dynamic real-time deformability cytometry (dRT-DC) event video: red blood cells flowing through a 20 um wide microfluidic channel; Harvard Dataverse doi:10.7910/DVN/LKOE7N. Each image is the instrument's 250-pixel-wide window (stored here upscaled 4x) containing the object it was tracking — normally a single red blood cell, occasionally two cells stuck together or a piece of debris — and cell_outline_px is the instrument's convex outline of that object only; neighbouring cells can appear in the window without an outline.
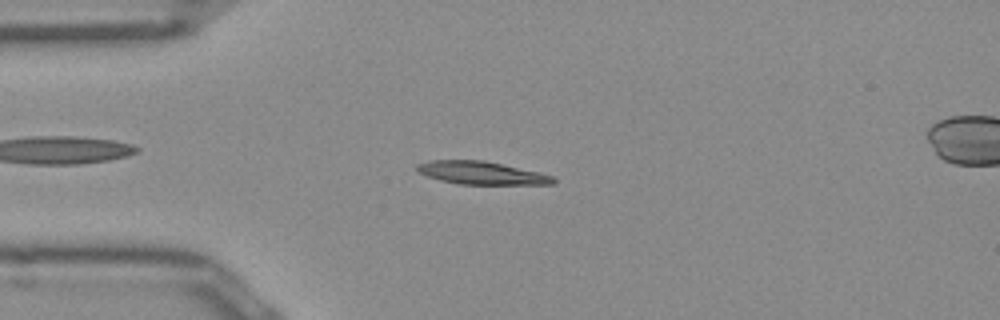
{"species": "Egyptian fruit bat (a non-hibernating species)", "species_latin": "Rousettus aegyptiacus", "temperature_condition": "room temperature", "stored_images_in_passage": 50, "camera_frame_rate_fps": 3000, "um_per_image_px": 0.085, "frame": {"image": 1, "passage_image": 12, "time_ms": 3.667, "image_size_px": [1000, 320], "cell_outline_px": [[556, 184], [460, 184], [440, 180], [416, 172], [416, 164], [432, 160], [484, 160], [540, 172], [552, 176], [556, 180]], "centroid_in_image_um": [40.91, 14.69], "position_along_channel_um": 44.1, "area_um2": 18.21}}
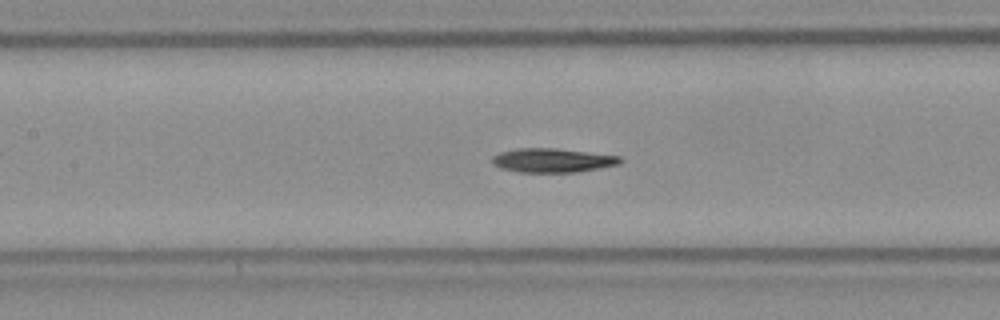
{"frame": {"image": 2, "passage_image": 22, "time_ms": 7.0, "image_size_px": [1000, 320], "cell_outline_px": [[624, 160], [620, 164], [576, 172], [516, 172], [500, 168], [492, 164], [492, 156], [500, 152], [516, 148], [556, 148], [620, 156]], "centroid_in_image_um": [46.94, 13.63], "position_along_channel_um": 160.5, "area_um2": 18.03}}
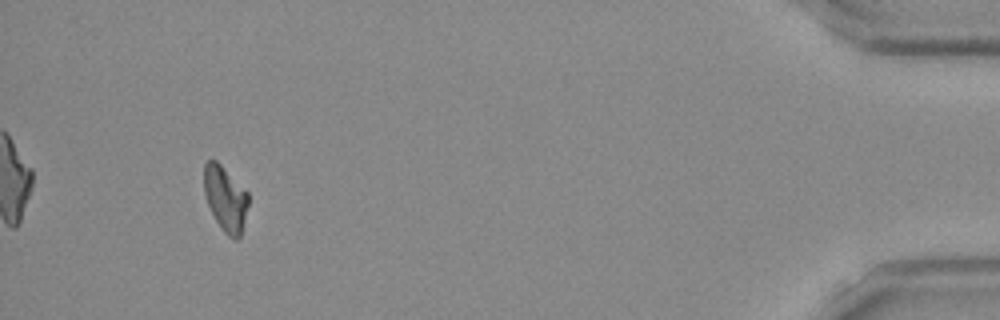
{"frame": {"image": 3, "passage_image": 47, "time_ms": 15.333, "image_size_px": [1000, 320], "cell_outline_px": [[248, 204], [240, 236], [236, 240], [232, 240], [224, 232], [216, 220], [208, 204], [204, 192], [204, 164], [208, 160], [216, 160], [248, 192]], "centroid_in_image_um": [19.16, 16.88], "position_along_channel_um": 416.0, "area_um2": 16.59}, "authors_computed_cell_mechanics": {"area_um2": 17.5712, "velocity_mm_per_s": 3.9573, "shape_relaxation_time_tau1_ms": 3.9965, "shape_relaxation_time_tau2_ms": null, "deformation_change_tau1": 0.159, "deformation_change_tau2": null}}